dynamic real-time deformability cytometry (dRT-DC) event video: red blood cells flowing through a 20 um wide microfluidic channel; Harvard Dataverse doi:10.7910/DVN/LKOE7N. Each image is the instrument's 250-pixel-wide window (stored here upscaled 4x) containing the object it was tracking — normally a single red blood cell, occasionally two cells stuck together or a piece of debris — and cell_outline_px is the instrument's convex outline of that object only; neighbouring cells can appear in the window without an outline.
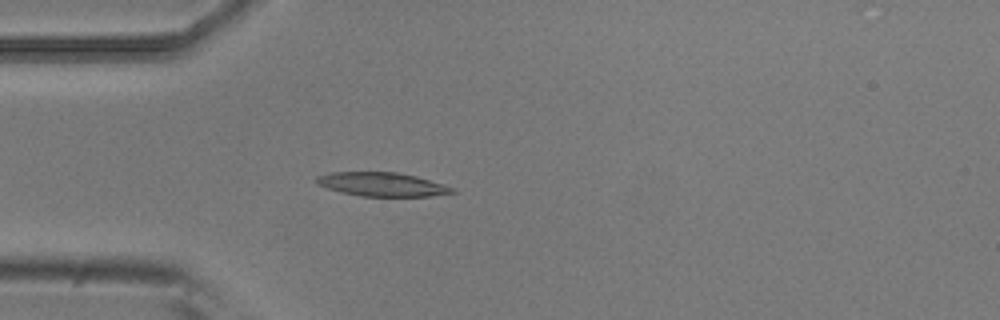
{"species": "common noctule bat (a hibernating species)", "species_latin": "Nyctalus noctula", "temperature_condition": "room temperature", "stored_images_in_passage": 4, "camera_frame_rate_fps": 3000, "um_per_image_px": 0.085, "animal": {"sex": "male", "body_mass_g": 20.5, "forearm_length_mm": 52.5}, "frame": {"image": 1, "passage_image": 4, "time_ms": 1.0, "image_size_px": [1000, 320], "cell_outline_px": [[456, 192], [428, 196], [360, 196], [328, 188], [316, 184], [316, 176], [332, 172], [396, 172], [416, 176], [444, 184], [456, 188]], "centroid_in_image_um": [32.49, 15.66], "position_along_channel_um": 52.5, "area_um2": 18.73}}